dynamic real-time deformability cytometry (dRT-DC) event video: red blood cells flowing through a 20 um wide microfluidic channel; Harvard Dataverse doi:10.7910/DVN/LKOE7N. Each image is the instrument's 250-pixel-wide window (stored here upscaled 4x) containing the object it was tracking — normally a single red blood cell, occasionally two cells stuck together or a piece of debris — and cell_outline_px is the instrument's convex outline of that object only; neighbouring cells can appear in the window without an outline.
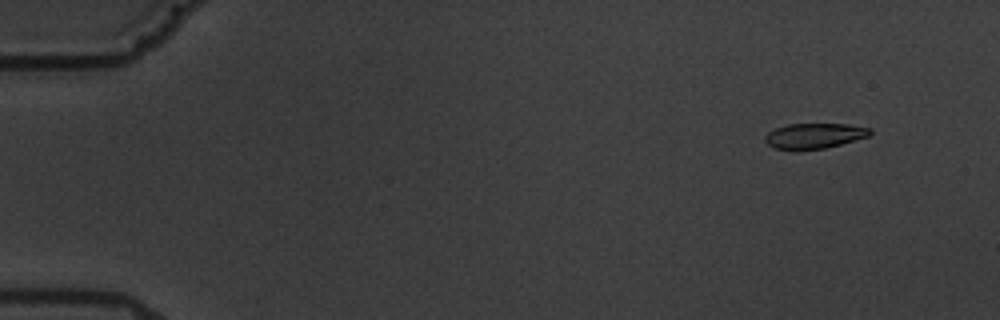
{"species": "common noctule bat (a hibernating species)", "species_latin": "Nyctalus noctula", "temperature_condition": "warm", "stored_images_in_passage": 8, "camera_frame_rate_fps": 3000, "um_per_image_px": 0.085, "animal": {"sex": "male", "body_mass_g": 19.5, "forearm_length_mm": 54.6}, "frame": {"image": 1, "passage_image": 2, "time_ms": 1.0, "image_size_px": [1000, 320], "cell_outline_px": [[872, 132], [868, 136], [840, 144], [824, 148], [776, 148], [768, 144], [764, 140], [764, 136], [768, 132], [776, 128], [788, 124], [848, 124], [872, 128]], "centroid_in_image_um": [69.24, 11.51], "position_along_channel_um": 15.8, "area_um2": 15.03}}
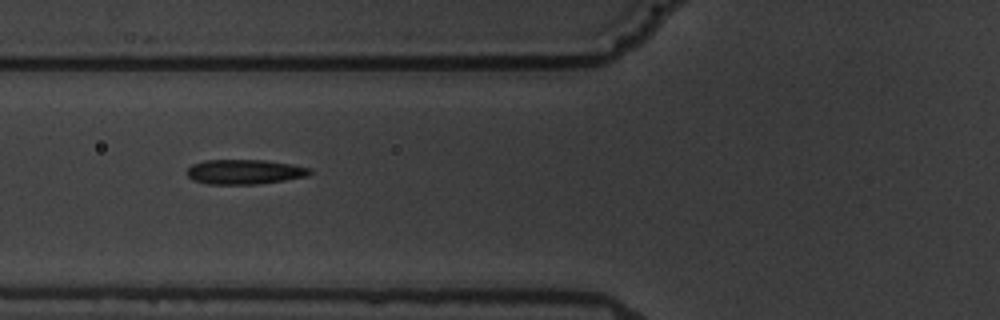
{"frame": {"image": 2, "passage_image": 7, "time_ms": 7.0, "image_size_px": [1000, 320], "cell_outline_px": [[312, 172], [308, 176], [284, 180], [256, 184], [208, 184], [192, 180], [188, 176], [188, 168], [192, 164], [204, 160], [264, 160], [292, 164], [308, 168]], "centroid_in_image_um": [20.77, 14.6], "position_along_channel_um": 105.0, "area_um2": 17.63}}
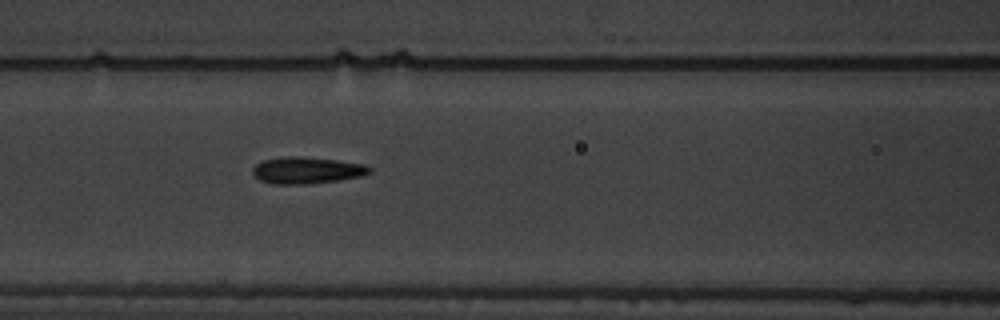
{"frame": {"image": 3, "passage_image": 8, "time_ms": 8.0, "image_size_px": [1000, 320], "cell_outline_px": [[372, 172], [360, 176], [340, 180], [308, 184], [272, 184], [260, 180], [252, 172], [252, 168], [256, 164], [264, 160], [284, 156], [300, 156], [336, 160], [364, 164], [372, 168]], "centroid_in_image_um": [26.08, 14.47], "position_along_channel_um": 140.5, "area_um2": 18.21}}